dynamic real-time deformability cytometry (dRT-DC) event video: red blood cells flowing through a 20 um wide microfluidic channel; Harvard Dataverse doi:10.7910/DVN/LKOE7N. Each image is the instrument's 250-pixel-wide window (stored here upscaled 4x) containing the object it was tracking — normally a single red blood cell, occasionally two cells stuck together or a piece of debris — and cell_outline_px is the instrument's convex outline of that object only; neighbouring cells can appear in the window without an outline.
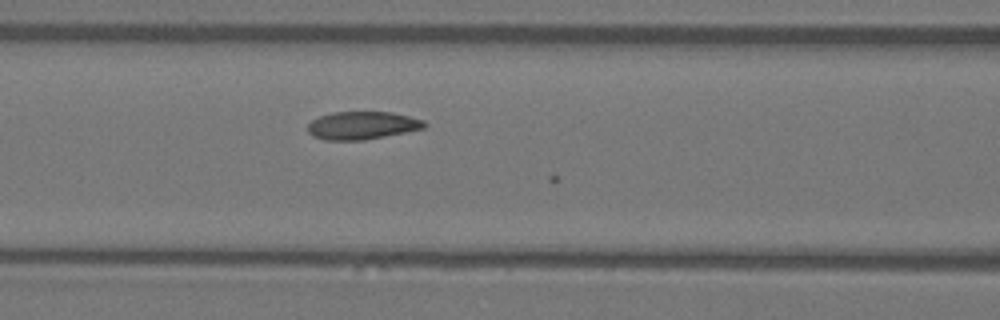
{"species": "Egyptian fruit bat (a non-hibernating species)", "species_latin": "Rousettus aegyptiacus", "temperature_condition": "warm", "stored_images_in_passage": 8, "camera_frame_rate_fps": 3000, "um_per_image_px": 0.085, "animal": {"sex": "female"}, "frame": {"image": 1, "passage_image": 7, "time_ms": 2.0, "image_size_px": [1000, 320], "cell_outline_px": [[428, 124], [424, 128], [364, 140], [324, 140], [312, 136], [308, 132], [308, 124], [312, 120], [320, 116], [332, 112], [392, 112], [424, 120]], "centroid_in_image_um": [30.77, 10.66], "position_along_channel_um": 135.8, "area_um2": 18.9}}